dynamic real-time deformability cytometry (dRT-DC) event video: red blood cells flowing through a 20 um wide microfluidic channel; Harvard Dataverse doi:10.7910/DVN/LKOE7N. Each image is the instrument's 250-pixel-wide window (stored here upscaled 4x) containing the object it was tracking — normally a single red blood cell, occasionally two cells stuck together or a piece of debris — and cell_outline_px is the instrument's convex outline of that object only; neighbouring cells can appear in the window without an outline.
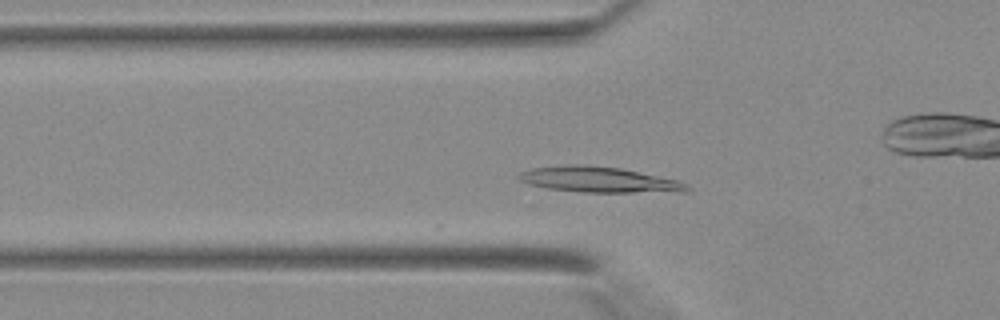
{"species": "Egyptian fruit bat (a non-hibernating species)", "species_latin": "Rousettus aegyptiacus", "temperature_condition": "warm", "stored_images_in_passage": 12, "camera_frame_rate_fps": 3000, "um_per_image_px": 0.085, "animal": {"sex": "female"}, "frame": {"image": 1, "passage_image": 2, "time_ms": 0.333, "image_size_px": [1000, 320], "cell_outline_px": [[692, 188], [688, 192], [580, 192], [548, 188], [528, 184], [520, 180], [516, 176], [520, 172], [532, 168], [564, 164], [584, 164], [620, 168], [676, 180], [688, 184]], "centroid_in_image_um": [50.9, 15.27], "position_along_channel_um": 74.9, "area_um2": 25.2}}
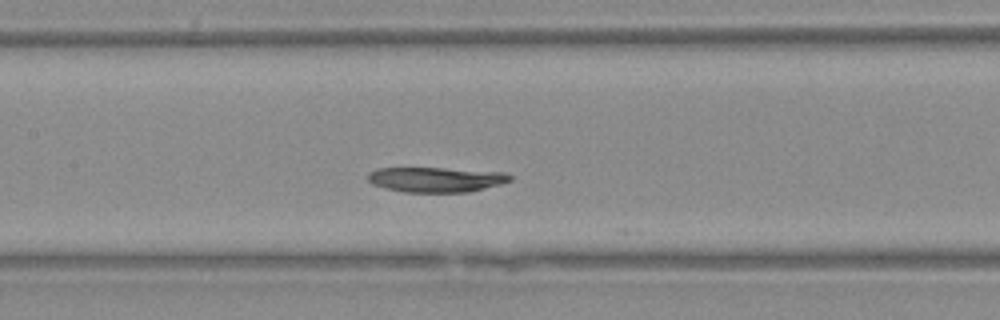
{"frame": {"image": 2, "passage_image": 8, "time_ms": 2.333, "image_size_px": [1000, 320], "cell_outline_px": [[512, 180], [500, 184], [468, 192], [404, 192], [384, 188], [372, 184], [368, 180], [368, 172], [376, 168], [444, 168], [504, 172], [512, 176]], "centroid_in_image_um": [37.03, 15.26], "position_along_channel_um": 170.4, "area_um2": 20.75}}
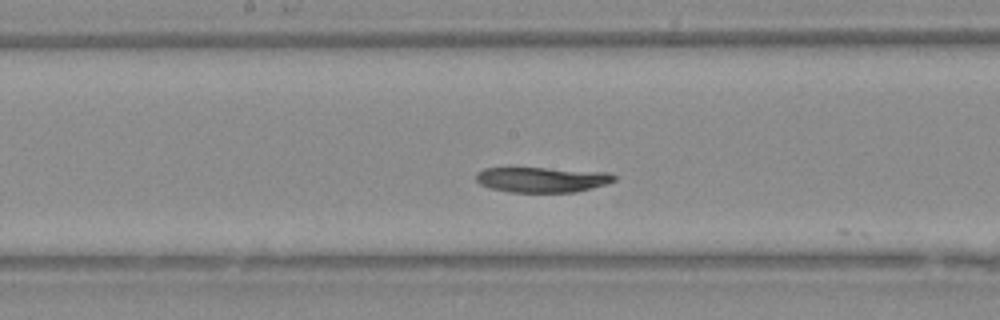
{"frame": {"image": 3, "passage_image": 10, "time_ms": 3.0, "image_size_px": [1000, 320], "cell_outline_px": [[616, 180], [608, 184], [576, 192], [508, 192], [492, 188], [480, 184], [476, 180], [476, 172], [484, 168], [548, 168], [612, 172], [616, 176]], "centroid_in_image_um": [46.13, 15.26], "position_along_channel_um": 202.1, "area_um2": 20.52}}